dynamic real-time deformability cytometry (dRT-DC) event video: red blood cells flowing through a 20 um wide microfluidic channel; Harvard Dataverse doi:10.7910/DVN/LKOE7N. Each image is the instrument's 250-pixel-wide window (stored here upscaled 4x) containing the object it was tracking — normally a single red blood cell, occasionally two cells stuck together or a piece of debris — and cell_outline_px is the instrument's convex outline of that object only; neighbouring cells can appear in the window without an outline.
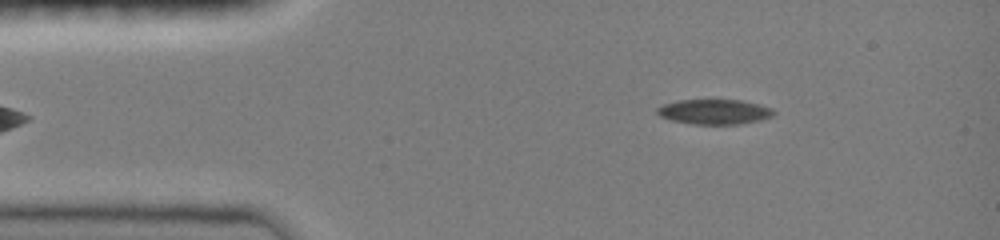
{"species": "common noctule bat (a hibernating species)", "species_latin": "Nyctalus noctula", "temperature_condition": "room temperature", "stored_images_in_passage": 11, "camera_frame_rate_fps": 3000, "um_per_image_px": 0.085, "animal": {"sex": "female", "body_mass_g": 19.0, "forearm_length_mm": 51.5}, "frame": {"image": 1, "passage_image": 1, "time_ms": 0.0, "image_size_px": [1000, 240], "cell_outline_px": [[776, 112], [772, 116], [760, 120], [740, 124], [692, 124], [672, 120], [660, 116], [656, 112], [656, 108], [664, 104], [680, 100], [744, 100], [760, 104], [772, 108]], "centroid_in_image_um": [60.75, 9.5], "position_along_channel_um": 24.2, "area_um2": 16.99}}
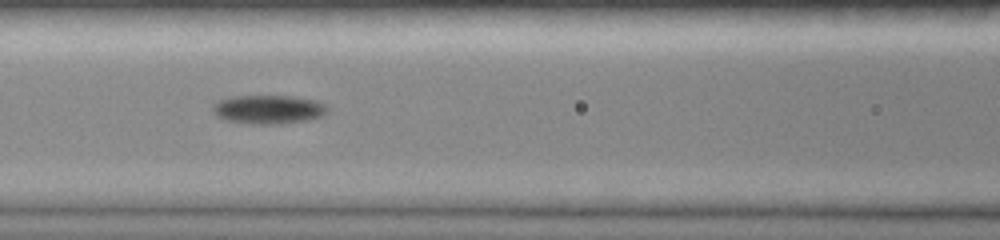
{"frame": {"image": 2, "passage_image": 7, "time_ms": 4.333, "image_size_px": [1000, 240], "cell_outline_px": [[328, 108], [320, 116], [308, 120], [280, 124], [252, 124], [228, 120], [216, 116], [212, 112], [212, 104], [220, 100], [232, 96], [296, 96], [316, 100], [324, 104]], "centroid_in_image_um": [22.78, 9.29], "position_along_channel_um": 143.8, "area_um2": 19.25}}
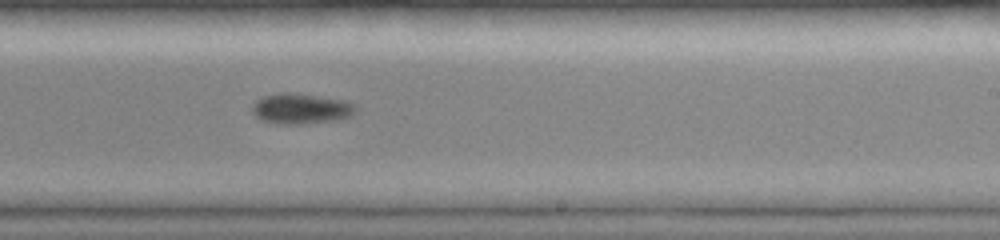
{"frame": {"image": 3, "passage_image": 11, "time_ms": 7.333, "image_size_px": [1000, 240], "cell_outline_px": [[356, 112], [352, 116], [340, 120], [300, 124], [284, 124], [264, 120], [256, 116], [252, 112], [252, 104], [256, 100], [264, 96], [280, 92], [288, 92], [344, 100], [352, 104], [356, 108]], "centroid_in_image_um": [25.59, 9.24], "position_along_channel_um": 263.4, "area_um2": 18.26}}